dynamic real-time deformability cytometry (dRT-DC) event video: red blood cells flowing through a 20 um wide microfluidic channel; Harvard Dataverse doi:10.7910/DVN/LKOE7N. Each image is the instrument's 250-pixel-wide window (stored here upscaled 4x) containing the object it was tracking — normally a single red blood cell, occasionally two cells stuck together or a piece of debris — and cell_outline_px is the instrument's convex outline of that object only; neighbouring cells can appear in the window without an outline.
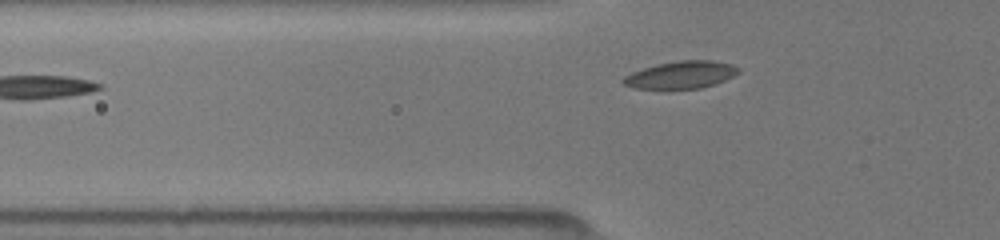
{"species": "common noctule bat (a hibernating species)", "species_latin": "Nyctalus noctula", "temperature_condition": "room temperature", "stored_images_in_passage": 5, "camera_frame_rate_fps": 3000, "um_per_image_px": 0.085, "animal": {"sex": "female", "body_mass_g": 19.5, "forearm_length_mm": 54.1}, "frame": {"image": 1, "passage_image": 5, "time_ms": 3.0, "image_size_px": [1000, 240], "cell_outline_px": [[740, 72], [716, 84], [700, 88], [632, 88], [624, 84], [620, 80], [624, 76], [632, 72], [656, 64], [676, 60], [712, 60], [732, 64], [740, 68]], "centroid_in_image_um": [57.89, 6.34], "position_along_channel_um": 67.9, "area_um2": 18.38}}